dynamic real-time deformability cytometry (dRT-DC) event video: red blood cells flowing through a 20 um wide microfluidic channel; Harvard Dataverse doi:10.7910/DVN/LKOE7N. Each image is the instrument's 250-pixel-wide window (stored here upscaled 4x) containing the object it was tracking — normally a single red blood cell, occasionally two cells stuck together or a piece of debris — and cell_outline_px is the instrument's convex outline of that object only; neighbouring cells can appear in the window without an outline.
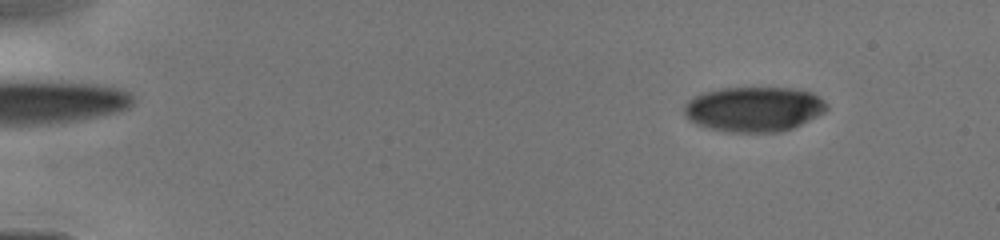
{"species": "human", "species_latin": "Homo sapiens", "temperature_condition": "cold", "stored_images_in_passage": 23, "camera_frame_rate_fps": 3000, "um_per_image_px": 0.085, "donor": {"sex": "male"}, "frame": {"image": 1, "passage_image": 5, "time_ms": 1.333, "image_size_px": [1000, 240], "cell_outline_px": [[828, 108], [824, 112], [792, 128], [780, 132], [724, 132], [708, 128], [696, 124], [688, 120], [684, 116], [684, 104], [688, 100], [704, 92], [720, 88], [792, 88], [812, 92], [824, 100], [828, 104]], "centroid_in_image_um": [64.05, 9.28], "position_along_channel_um": 20.9, "area_um2": 37.51}}
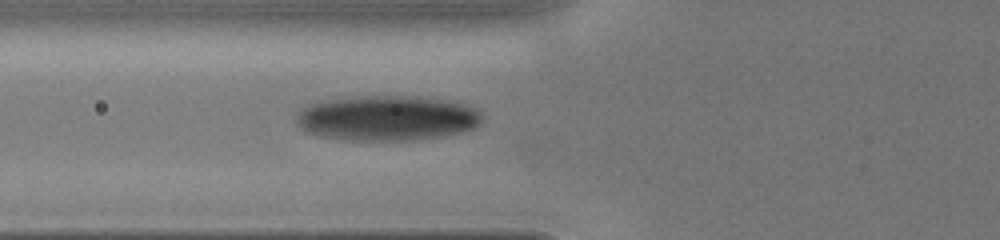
{"frame": {"image": 2, "passage_image": 15, "time_ms": 5.667, "image_size_px": [1000, 240], "cell_outline_px": [[484, 116], [480, 124], [476, 128], [460, 132], [440, 136], [412, 140], [348, 140], [320, 136], [308, 132], [296, 120], [296, 116], [304, 108], [320, 100], [364, 96], [412, 96], [448, 100], [464, 104], [480, 112]], "centroid_in_image_um": [32.94, 10.03], "position_along_channel_um": 92.9, "area_um2": 48.61}}
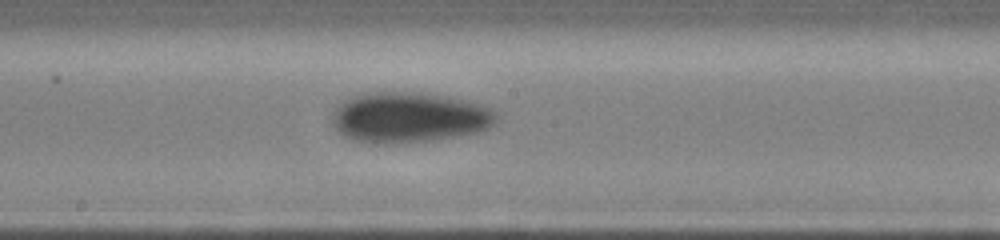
{"frame": {"image": 3, "passage_image": 23, "time_ms": 8.333, "image_size_px": [1000, 240], "cell_outline_px": [[496, 120], [488, 128], [476, 132], [428, 140], [384, 144], [372, 144], [352, 140], [344, 136], [332, 124], [332, 112], [344, 100], [368, 92], [428, 92], [452, 96], [480, 104], [492, 108], [496, 112]], "centroid_in_image_um": [34.75, 9.96], "position_along_channel_um": 213.4, "area_um2": 48.38}}